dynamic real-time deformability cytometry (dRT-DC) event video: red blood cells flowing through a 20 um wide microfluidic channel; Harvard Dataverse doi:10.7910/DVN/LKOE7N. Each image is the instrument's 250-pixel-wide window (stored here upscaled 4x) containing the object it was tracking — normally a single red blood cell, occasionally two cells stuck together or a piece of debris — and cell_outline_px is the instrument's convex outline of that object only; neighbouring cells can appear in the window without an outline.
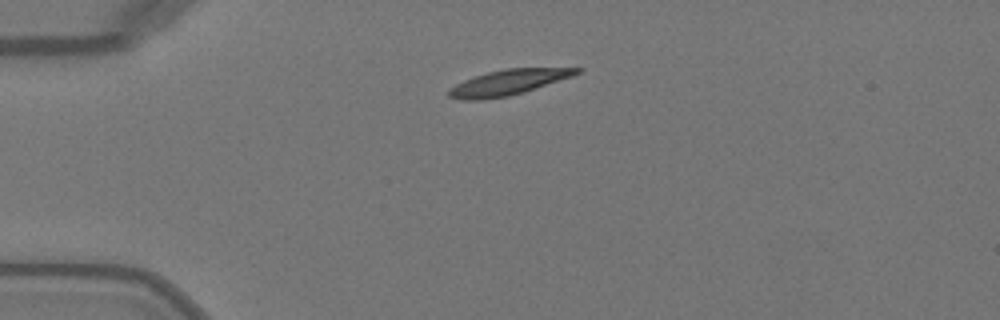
{"species": "Egyptian fruit bat (a non-hibernating species)", "species_latin": "Rousettus aegyptiacus", "temperature_condition": "warm", "stored_images_in_passage": 39, "camera_frame_rate_fps": 3000, "um_per_image_px": 0.085, "animal": {"sex": "female"}, "frame": {"image": 1, "passage_image": 1, "time_ms": 0.0, "image_size_px": [1000, 320], "cell_outline_px": [[584, 68], [580, 72], [572, 76], [524, 92], [508, 96], [484, 100], [464, 100], [448, 96], [448, 88], [464, 80], [488, 72], [504, 68]], "centroid_in_image_um": [43.17, 7.01], "position_along_channel_um": 41.8, "area_um2": 18.79}}
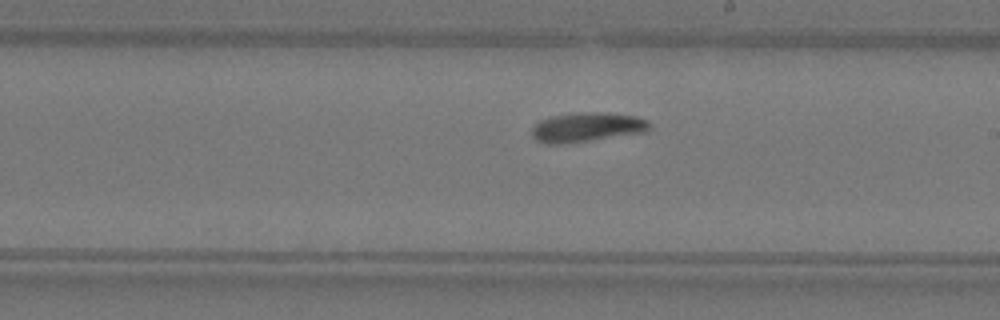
{"frame": {"image": 2, "passage_image": 18, "time_ms": 5.667, "image_size_px": [1000, 320], "cell_outline_px": [[652, 128], [648, 132], [560, 144], [548, 144], [536, 140], [532, 136], [532, 128], [540, 120], [552, 116], [576, 112], [604, 112], [636, 116], [648, 120]], "centroid_in_image_um": [49.93, 10.8], "position_along_channel_um": 239.1, "area_um2": 20.29}}
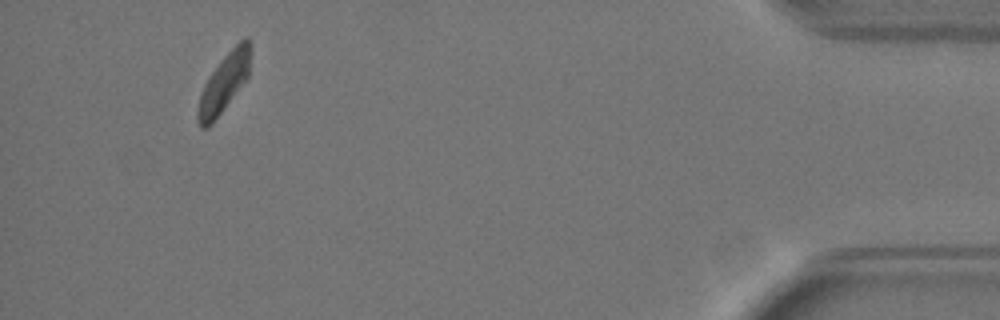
{"frame": {"image": 3, "passage_image": 36, "time_ms": 11.667, "image_size_px": [1000, 320], "cell_outline_px": [[252, 44], [248, 76], [212, 124], [208, 128], [200, 128], [196, 120], [196, 112], [200, 96], [204, 84], [220, 60], [244, 36], [248, 36]], "centroid_in_image_um": [19.04, 7.03], "position_along_channel_um": 416.2, "area_um2": 17.92}, "authors_computed_cell_mechanics": {"area_um2": 19.2474, "velocity_mm_per_s": 4.0274, "shape_relaxation_time_tau1_ms": 2.934, "shape_relaxation_time_tau2_ms": 7.9206, "deformation_change_tau1": 0.1393, "deformation_change_tau2": 0.1002}}